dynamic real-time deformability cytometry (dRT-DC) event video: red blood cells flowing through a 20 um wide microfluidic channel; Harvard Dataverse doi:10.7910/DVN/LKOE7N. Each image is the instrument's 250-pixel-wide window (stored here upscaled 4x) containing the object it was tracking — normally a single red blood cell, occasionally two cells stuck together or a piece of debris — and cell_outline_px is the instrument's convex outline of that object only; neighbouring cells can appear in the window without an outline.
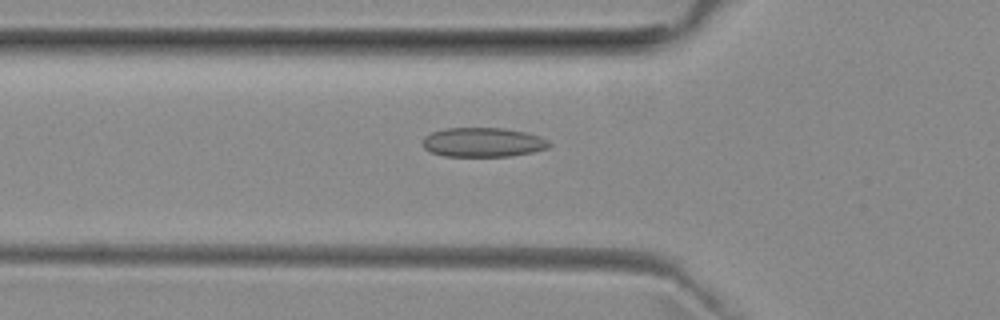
{"species": "common noctule bat (a hibernating species)", "species_latin": "Nyctalus noctula", "temperature_condition": "room temperature", "stored_images_in_passage": 36, "camera_frame_rate_fps": 3000, "um_per_image_px": 0.085, "animal": {"sex": "female", "body_mass_g": 29.2, "forearm_length_mm": 56.3}, "frame": {"image": 1, "passage_image": 2, "time_ms": 0.333, "image_size_px": [1000, 320], "cell_outline_px": [[552, 144], [548, 148], [532, 152], [512, 156], [444, 156], [428, 152], [424, 148], [424, 136], [432, 132], [444, 128], [504, 128], [524, 132], [540, 136], [548, 140]], "centroid_in_image_um": [41.05, 12.1], "position_along_channel_um": 84.7, "area_um2": 21.73}}
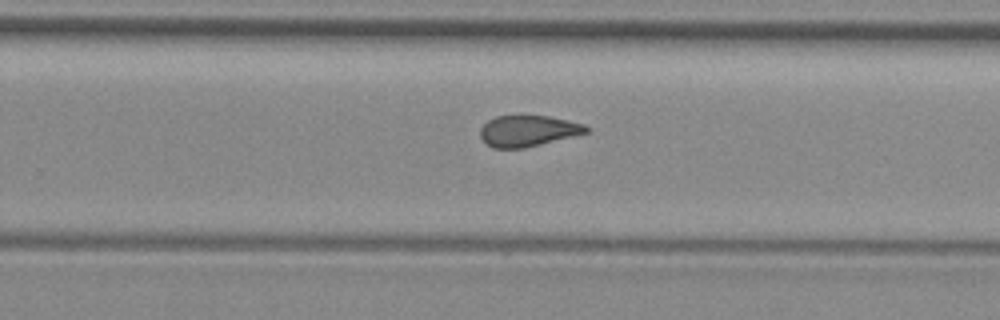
{"frame": {"image": 2, "passage_image": 17, "time_ms": 5.333, "image_size_px": [1000, 320], "cell_outline_px": [[588, 132], [524, 148], [492, 148], [480, 136], [480, 128], [488, 120], [496, 116], [548, 116], [568, 120], [584, 124], [588, 128]], "centroid_in_image_um": [44.85, 11.12], "position_along_channel_um": 284.9, "area_um2": 18.9}}
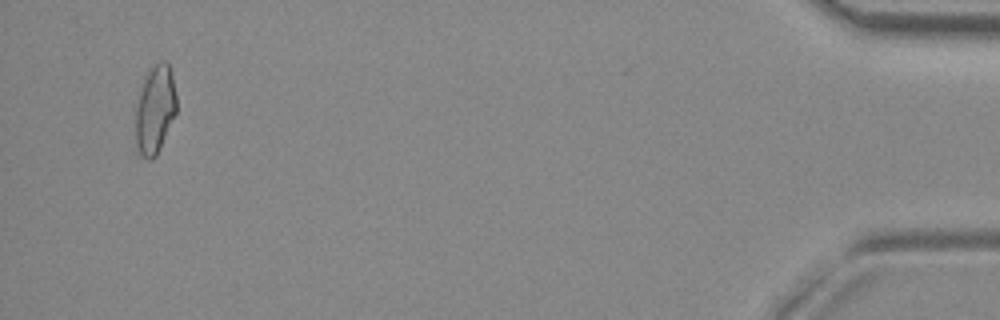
{"frame": {"image": 3, "passage_image": 34, "time_ms": 11.0, "image_size_px": [1000, 320], "cell_outline_px": [[176, 112], [160, 148], [156, 156], [152, 160], [148, 160], [132, 152], [132, 108], [144, 76], [160, 60], [164, 60], [168, 64], [172, 72], [176, 96]], "centroid_in_image_um": [13.04, 9.43], "position_along_channel_um": 422.2, "area_um2": 22.89}}